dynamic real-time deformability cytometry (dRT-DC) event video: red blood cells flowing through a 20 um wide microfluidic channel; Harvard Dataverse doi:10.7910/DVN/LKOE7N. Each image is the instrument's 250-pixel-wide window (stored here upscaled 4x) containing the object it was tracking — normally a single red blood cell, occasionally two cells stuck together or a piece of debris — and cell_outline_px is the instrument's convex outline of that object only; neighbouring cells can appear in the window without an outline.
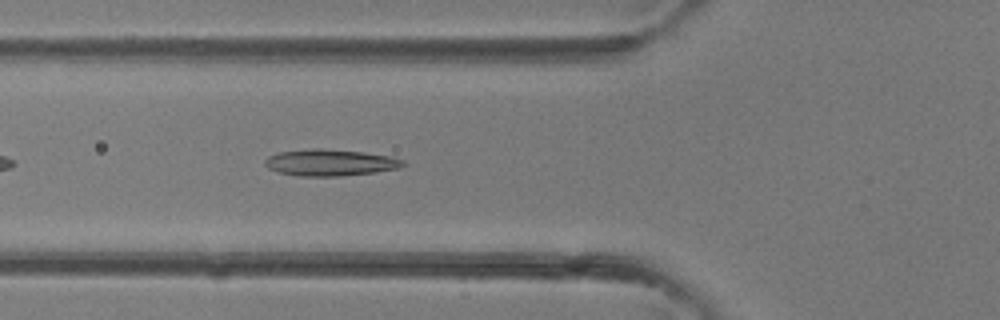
{"species": "common noctule bat (a hibernating species)", "species_latin": "Nyctalus noctula", "temperature_condition": "room temperature", "stored_images_in_passage": 29, "camera_frame_rate_fps": 3000, "um_per_image_px": 0.085, "animal": {"sex": "female"}, "frame": {"image": 1, "passage_image": 4, "time_ms": 1.0, "image_size_px": [1000, 320], "cell_outline_px": [[408, 164], [400, 168], [376, 172], [340, 176], [296, 176], [280, 172], [268, 168], [264, 164], [264, 160], [268, 156], [280, 152], [308, 148], [320, 148], [364, 152], [392, 156], [404, 160]], "centroid_in_image_um": [28.1, 13.81], "position_along_channel_um": 97.7, "area_um2": 21.62}}
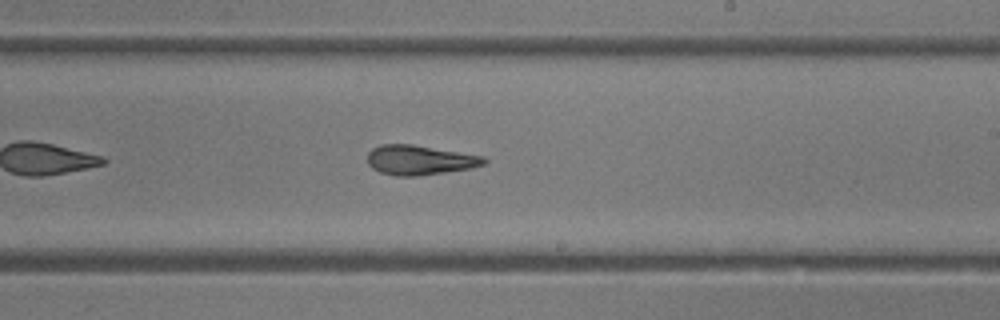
{"frame": {"image": 2, "passage_image": 13, "time_ms": 4.0, "image_size_px": [1000, 320], "cell_outline_px": [[488, 160], [484, 164], [472, 168], [416, 176], [396, 176], [380, 172], [372, 168], [368, 164], [368, 152], [372, 148], [380, 144], [412, 144], [484, 156]], "centroid_in_image_um": [35.66, 13.6], "position_along_channel_um": 253.3, "area_um2": 20.17}}
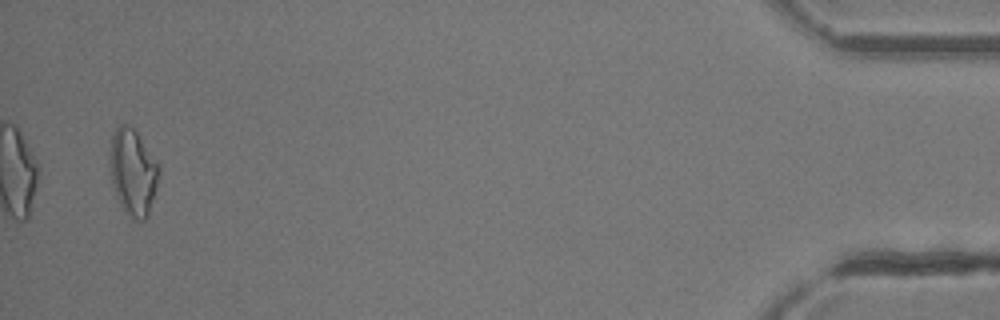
{"frame": {"image": 3, "passage_image": 28, "time_ms": 9.0, "image_size_px": [1000, 320], "cell_outline_px": [[160, 172], [156, 188], [148, 216], [144, 220], [136, 220], [128, 216], [120, 204], [116, 196], [112, 184], [108, 156], [112, 136], [116, 128], [120, 124], [124, 124], [132, 128], [136, 132], [160, 164]], "centroid_in_image_um": [11.29, 14.64], "position_along_channel_um": 423.9, "area_um2": 24.85}}